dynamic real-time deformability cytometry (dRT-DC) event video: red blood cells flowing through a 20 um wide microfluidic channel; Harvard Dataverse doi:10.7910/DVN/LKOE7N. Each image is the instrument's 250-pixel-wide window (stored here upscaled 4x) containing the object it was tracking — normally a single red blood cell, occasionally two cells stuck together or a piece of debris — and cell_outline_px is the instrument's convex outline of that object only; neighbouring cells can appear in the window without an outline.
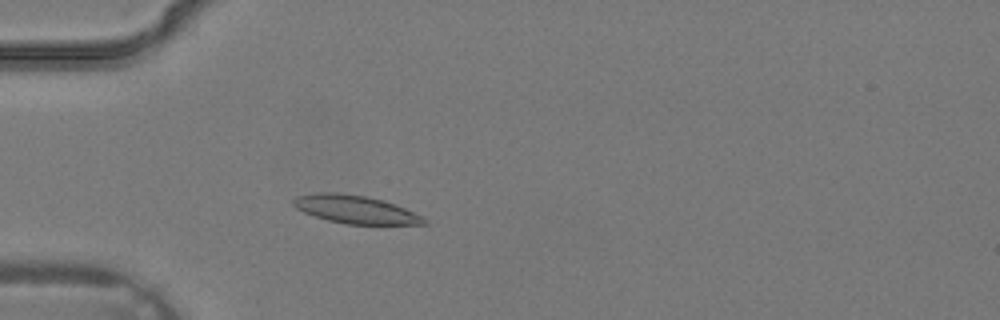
{"species": "common noctule bat (a hibernating species)", "species_latin": "Nyctalus noctula", "temperature_condition": "warm", "stored_images_in_passage": 26, "camera_frame_rate_fps": 3000, "um_per_image_px": 0.085, "animal": {"sex": "male", "body_mass_g": 19.2, "forearm_length_mm": 51.8}, "frame": {"image": 1, "passage_image": 1, "time_ms": 0.0, "image_size_px": [1000, 320], "cell_outline_px": [[428, 224], [344, 224], [328, 220], [304, 212], [296, 208], [292, 204], [292, 200], [296, 196], [316, 192], [336, 192], [364, 196], [384, 200], [404, 208], [428, 220]], "centroid_in_image_um": [30.17, 17.79], "position_along_channel_um": 54.8, "area_um2": 21.21}}
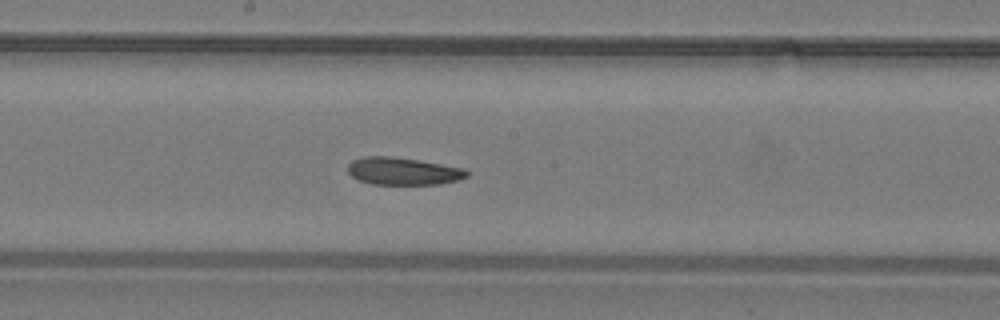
{"frame": {"image": 2, "passage_image": 10, "time_ms": 3.0, "image_size_px": [1000, 320], "cell_outline_px": [[468, 176], [460, 180], [440, 184], [372, 184], [360, 180], [352, 176], [348, 172], [348, 164], [352, 160], [364, 156], [392, 156], [464, 168], [468, 172]], "centroid_in_image_um": [34.26, 14.55], "position_along_channel_um": 213.9, "area_um2": 18.96}}
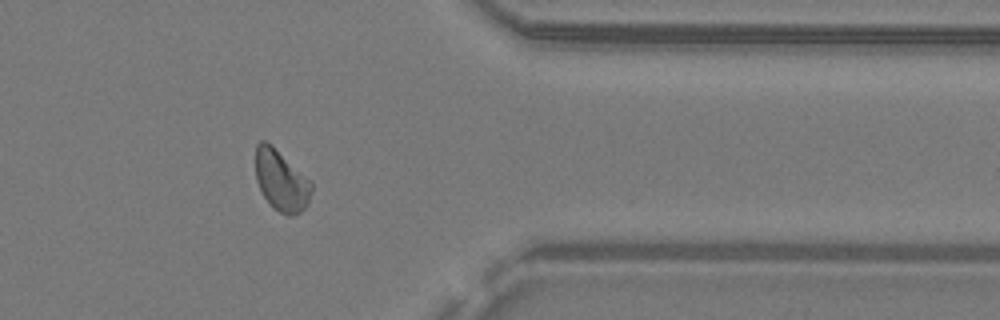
{"frame": {"image": 3, "passage_image": 20, "time_ms": 6.333, "image_size_px": [1000, 320], "cell_outline_px": [[312, 192], [308, 204], [300, 212], [288, 216], [272, 208], [264, 196], [256, 180], [256, 144], [260, 140], [264, 140], [312, 180]], "centroid_in_image_um": [23.92, 15.38], "position_along_channel_um": 387.5, "area_um2": 19.71}}